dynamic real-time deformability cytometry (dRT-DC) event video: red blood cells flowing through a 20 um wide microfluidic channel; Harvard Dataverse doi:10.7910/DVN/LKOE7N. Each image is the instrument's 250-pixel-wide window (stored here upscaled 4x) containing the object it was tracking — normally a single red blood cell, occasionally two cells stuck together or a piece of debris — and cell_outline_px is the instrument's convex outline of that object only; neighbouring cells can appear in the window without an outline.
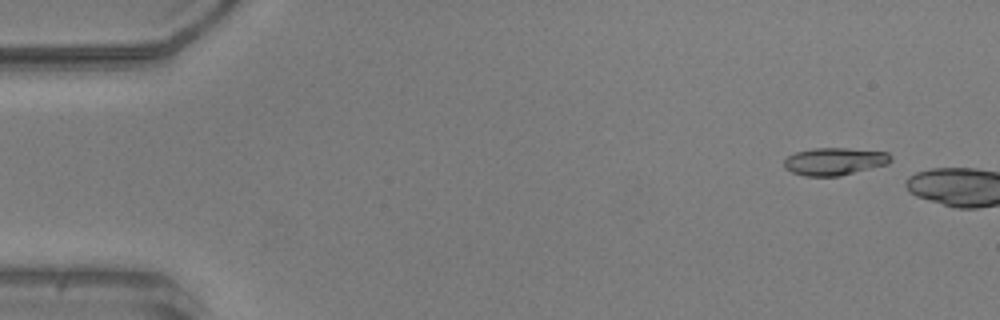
{"species": "common noctule bat (a hibernating species)", "species_latin": "Nyctalus noctula", "temperature_condition": "warm", "stored_images_in_passage": 7, "camera_frame_rate_fps": 3000, "um_per_image_px": 0.085, "animal": {"sex": "male", "body_mass_g": 20.5, "forearm_length_mm": 52.5}, "frame": {"image": 1, "passage_image": 4, "time_ms": 1.0, "image_size_px": [1000, 320], "cell_outline_px": [[892, 160], [888, 164], [840, 176], [804, 176], [792, 172], [784, 168], [784, 160], [788, 156], [796, 152], [812, 148], [848, 148], [888, 152], [892, 156]], "centroid_in_image_um": [70.95, 13.72], "position_along_channel_um": 14.1, "area_um2": 17.22}}